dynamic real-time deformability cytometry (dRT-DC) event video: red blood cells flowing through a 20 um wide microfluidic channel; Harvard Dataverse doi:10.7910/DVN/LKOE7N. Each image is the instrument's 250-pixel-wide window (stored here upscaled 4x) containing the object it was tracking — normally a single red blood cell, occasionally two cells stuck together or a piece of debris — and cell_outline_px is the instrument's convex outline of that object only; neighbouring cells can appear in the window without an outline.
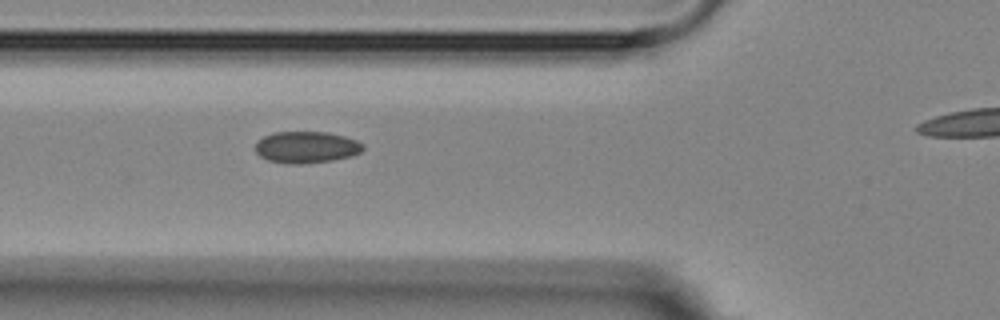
{"species": "Egyptian fruit bat (a non-hibernating species)", "species_latin": "Rousettus aegyptiacus", "temperature_condition": "room temperature", "stored_images_in_passage": 4, "segment_of_instrument_passage": [1, 2], "camera_frame_rate_fps": 3000, "um_per_image_px": 0.085, "animal": {"sex": "female"}, "frame": {"image": 1, "passage_image": 3, "time_ms": 2.333, "image_size_px": [1000, 320], "cell_outline_px": [[364, 148], [360, 152], [352, 156], [332, 160], [300, 164], [292, 164], [268, 160], [260, 156], [256, 152], [256, 140], [272, 132], [328, 132], [344, 136], [356, 140], [364, 144]], "centroid_in_image_um": [26.04, 12.5], "position_along_channel_um": 99.8, "area_um2": 19.88}}